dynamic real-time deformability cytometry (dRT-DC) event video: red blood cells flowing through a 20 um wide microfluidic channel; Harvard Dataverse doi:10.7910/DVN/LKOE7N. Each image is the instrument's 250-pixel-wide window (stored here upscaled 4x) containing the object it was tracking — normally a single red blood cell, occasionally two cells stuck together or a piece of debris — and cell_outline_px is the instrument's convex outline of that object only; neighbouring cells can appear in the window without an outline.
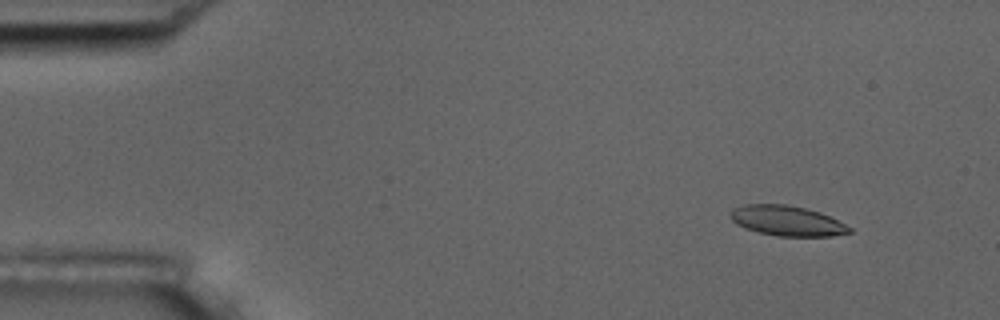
{"species": "common noctule bat (a hibernating species)", "species_latin": "Nyctalus noctula", "temperature_condition": "room temperature", "stored_images_in_passage": 5, "camera_frame_rate_fps": 3000, "um_per_image_px": 0.085, "animal": {"sex": "male", "body_mass_g": 17.5, "forearm_length_mm": 52.3}, "frame": {"image": 1, "passage_image": 2, "time_ms": 1.333, "image_size_px": [1000, 320], "cell_outline_px": [[852, 232], [832, 236], [776, 236], [744, 228], [736, 224], [728, 216], [732, 208], [744, 204], [788, 204], [820, 212], [852, 228]], "centroid_in_image_um": [66.85, 18.76], "position_along_channel_um": 18.2, "area_um2": 20.92}}
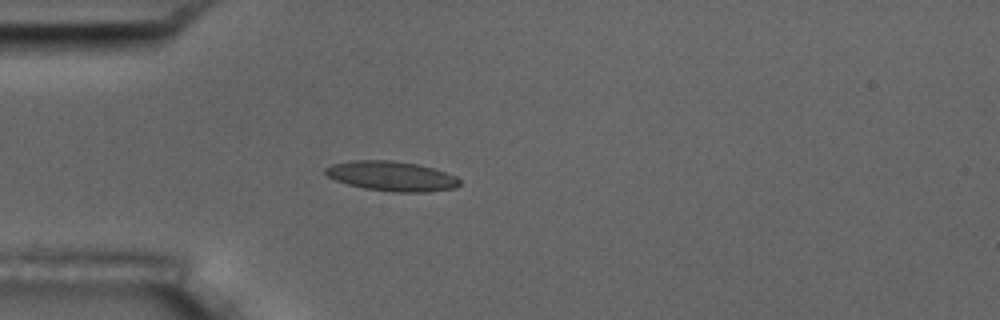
{"frame": {"image": 2, "passage_image": 5, "time_ms": 4.667, "image_size_px": [1000, 320], "cell_outline_px": [[460, 184], [456, 188], [428, 192], [396, 192], [364, 188], [348, 184], [336, 180], [328, 176], [324, 172], [324, 168], [332, 164], [352, 160], [392, 160], [416, 164], [432, 168], [456, 176], [460, 180]], "centroid_in_image_um": [33.29, 14.97], "position_along_channel_um": 51.7, "area_um2": 23.24}}